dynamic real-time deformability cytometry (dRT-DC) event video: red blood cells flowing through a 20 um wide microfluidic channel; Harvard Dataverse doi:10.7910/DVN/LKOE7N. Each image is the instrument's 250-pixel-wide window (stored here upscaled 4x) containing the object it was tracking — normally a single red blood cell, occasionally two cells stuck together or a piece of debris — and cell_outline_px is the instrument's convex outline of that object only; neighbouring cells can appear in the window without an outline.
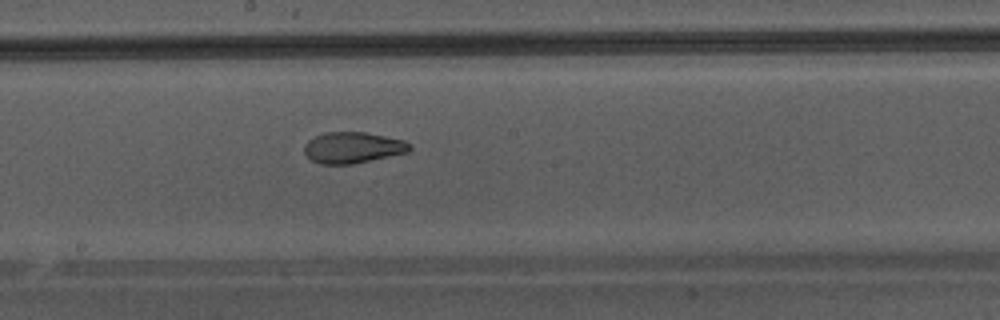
{"species": "Egyptian fruit bat (a non-hibernating species)", "species_latin": "Rousettus aegyptiacus", "temperature_condition": "warm", "stored_images_in_passage": 48, "camera_frame_rate_fps": 3000, "um_per_image_px": 0.085, "animal": {"sex": "male"}, "frame": {"image": 1, "passage_image": 28, "time_ms": 9.0, "image_size_px": [1000, 320], "cell_outline_px": [[412, 148], [408, 152], [352, 164], [320, 164], [312, 160], [304, 152], [304, 144], [308, 140], [324, 132], [364, 132], [404, 140]], "centroid_in_image_um": [29.96, 12.54], "position_along_channel_um": 218.2, "area_um2": 18.96}}